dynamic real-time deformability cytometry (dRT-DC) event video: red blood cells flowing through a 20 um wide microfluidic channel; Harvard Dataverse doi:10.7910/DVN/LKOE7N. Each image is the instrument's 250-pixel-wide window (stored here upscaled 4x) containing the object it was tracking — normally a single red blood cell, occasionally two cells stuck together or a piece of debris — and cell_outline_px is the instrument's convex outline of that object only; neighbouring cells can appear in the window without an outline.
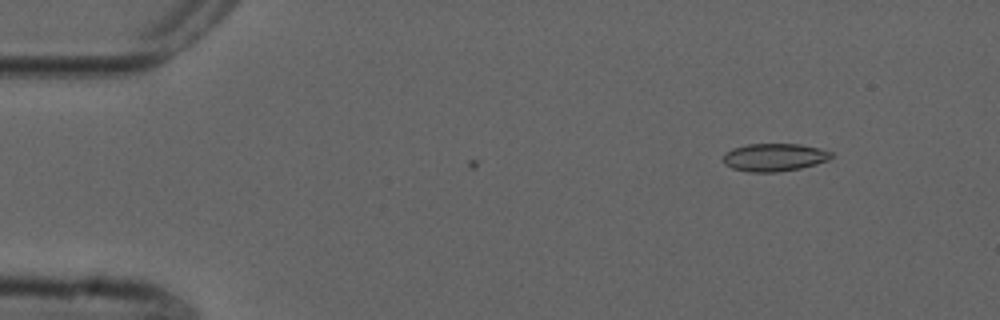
{"species": "common noctule bat (a hibernating species)", "species_latin": "Nyctalus noctula", "temperature_condition": "cold", "stored_images_in_passage": 4, "camera_frame_rate_fps": 3000, "um_per_image_px": 0.085, "animal": {"sex": "male", "forearm_length_mm": 52.5}, "frame": {"image": 1, "passage_image": 4, "time_ms": 1.0, "image_size_px": [1000, 320], "cell_outline_px": [[832, 156], [828, 160], [816, 164], [800, 168], [776, 172], [748, 172], [732, 168], [724, 164], [724, 152], [732, 148], [748, 144], [800, 144], [820, 148], [832, 152]], "centroid_in_image_um": [65.8, 13.37], "position_along_channel_um": 19.2, "area_um2": 17.57}}